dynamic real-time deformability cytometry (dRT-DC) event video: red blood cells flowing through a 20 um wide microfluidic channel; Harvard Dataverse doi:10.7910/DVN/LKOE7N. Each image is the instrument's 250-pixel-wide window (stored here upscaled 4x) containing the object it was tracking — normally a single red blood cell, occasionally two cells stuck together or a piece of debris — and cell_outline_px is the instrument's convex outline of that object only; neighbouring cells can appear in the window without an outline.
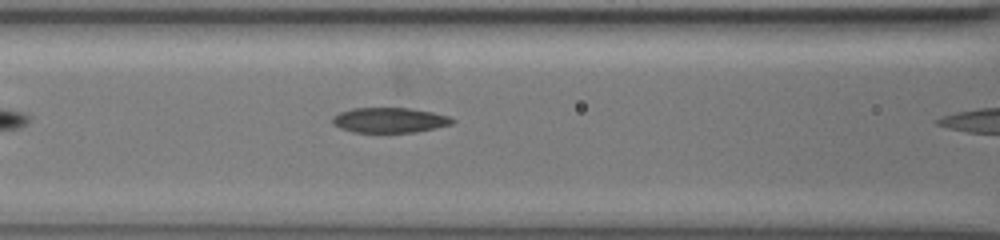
{"species": "common noctule bat (a hibernating species)", "species_latin": "Nyctalus noctula", "temperature_condition": "warm", "stored_images_in_passage": 7, "camera_frame_rate_fps": 3000, "um_per_image_px": 0.085, "animal": {"sex": "female", "body_mass_g": 19.5, "forearm_length_mm": 54.1}, "frame": {"image": 1, "passage_image": 6, "time_ms": 1.667, "image_size_px": [1000, 240], "cell_outline_px": [[456, 120], [452, 124], [416, 132], [352, 132], [340, 128], [332, 124], [332, 116], [340, 112], [352, 108], [408, 108], [432, 112], [448, 116]], "centroid_in_image_um": [33.08, 10.21], "position_along_channel_um": 133.5, "area_um2": 17.51}}